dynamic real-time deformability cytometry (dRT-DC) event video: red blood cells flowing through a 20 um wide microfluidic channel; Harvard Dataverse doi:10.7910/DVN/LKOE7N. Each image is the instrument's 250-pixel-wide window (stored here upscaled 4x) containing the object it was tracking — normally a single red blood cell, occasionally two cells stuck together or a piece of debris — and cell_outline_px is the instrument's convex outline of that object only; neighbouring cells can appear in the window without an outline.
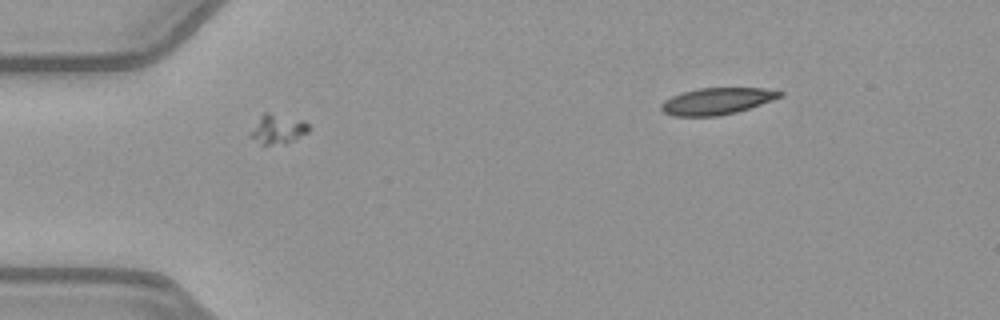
{"species": "common noctule bat (a hibernating species)", "species_latin": "Nyctalus noctula", "temperature_condition": "warm", "stored_images_in_passage": 33, "segment_of_instrument_passage": [1, 2], "camera_frame_rate_fps": 3000, "um_per_image_px": 0.085, "animal": {"sex": "female", "body_mass_g": 21.9}, "frame": {"image": 1, "passage_image": 1, "time_ms": 0.0, "image_size_px": [1000, 320], "cell_outline_px": [[308, 132], [296, 140], [284, 144], [260, 144], [248, 136], [248, 132], [260, 116], [264, 112], [268, 112], [304, 120], [308, 124]], "centroid_in_image_um": [23.58, 10.98], "position_along_channel_um": 61.4, "area_um2": 10.23}}